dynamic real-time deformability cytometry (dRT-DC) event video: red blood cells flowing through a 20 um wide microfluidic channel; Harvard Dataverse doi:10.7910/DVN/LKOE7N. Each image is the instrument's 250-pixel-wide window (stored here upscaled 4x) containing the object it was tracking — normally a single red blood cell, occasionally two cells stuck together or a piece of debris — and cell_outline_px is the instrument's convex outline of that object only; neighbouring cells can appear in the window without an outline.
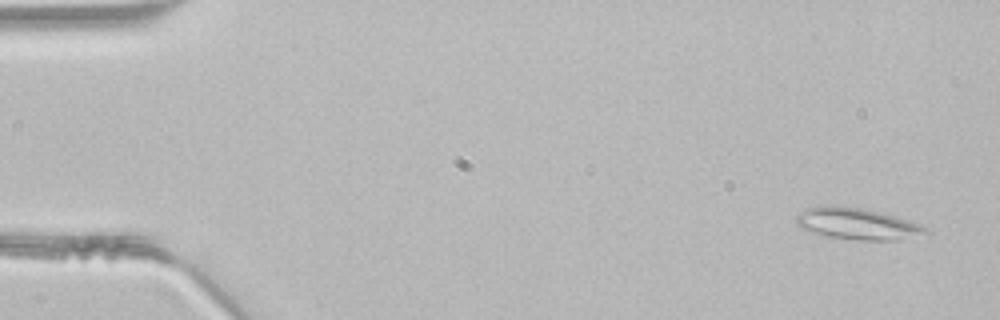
{"species": "common noctule bat (a hibernating species)", "species_latin": "Nyctalus noctula", "temperature_condition": "room temperature", "stored_images_in_passage": 45, "segment_of_instrument_passage": [1, 2], "camera_frame_rate_fps": 3000, "um_per_image_px": 0.085, "animal": {"sex": "male", "body_mass_g": 21.5, "forearm_length_mm": 52.0}, "frame": {"image": 1, "passage_image": 1, "time_ms": 0.0, "image_size_px": [1000, 320], "cell_outline_px": [[932, 236], [900, 240], [856, 240], [820, 236], [800, 228], [796, 224], [796, 216], [804, 208], [820, 204], [828, 204], [860, 208], [880, 212], [896, 216], [920, 224], [928, 228], [932, 232]], "centroid_in_image_um": [72.91, 19.04], "position_along_channel_um": 12.1, "area_um2": 24.85}}
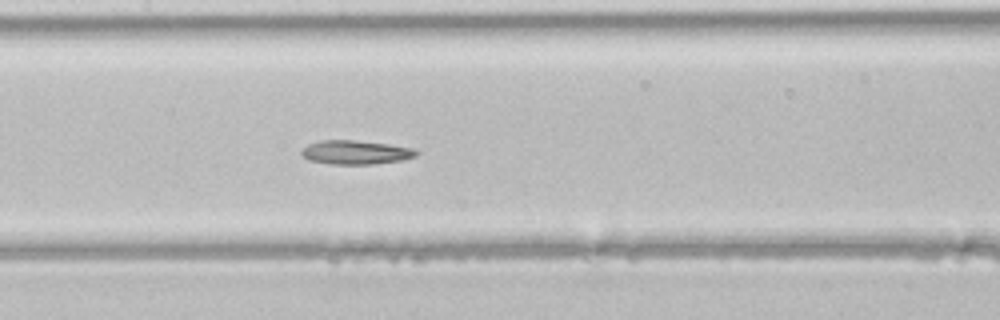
{"frame": {"image": 2, "passage_image": 21, "time_ms": 6.667, "image_size_px": [1000, 320], "cell_outline_px": [[420, 152], [416, 156], [404, 160], [372, 164], [328, 164], [308, 160], [300, 152], [308, 144], [320, 140], [356, 140], [388, 144], [412, 148]], "centroid_in_image_um": [30.24, 12.95], "position_along_channel_um": 177.2, "area_um2": 16.07}}
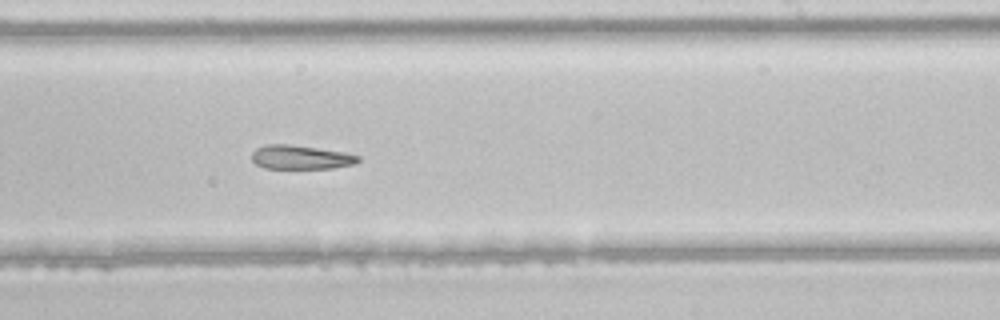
{"frame": {"image": 3, "passage_image": 27, "time_ms": 8.667, "image_size_px": [1000, 320], "cell_outline_px": [[360, 160], [356, 164], [332, 168], [264, 168], [256, 164], [252, 160], [252, 152], [256, 148], [264, 144], [288, 144], [344, 152], [360, 156]], "centroid_in_image_um": [25.55, 13.36], "position_along_channel_um": 263.4, "area_um2": 14.85}}